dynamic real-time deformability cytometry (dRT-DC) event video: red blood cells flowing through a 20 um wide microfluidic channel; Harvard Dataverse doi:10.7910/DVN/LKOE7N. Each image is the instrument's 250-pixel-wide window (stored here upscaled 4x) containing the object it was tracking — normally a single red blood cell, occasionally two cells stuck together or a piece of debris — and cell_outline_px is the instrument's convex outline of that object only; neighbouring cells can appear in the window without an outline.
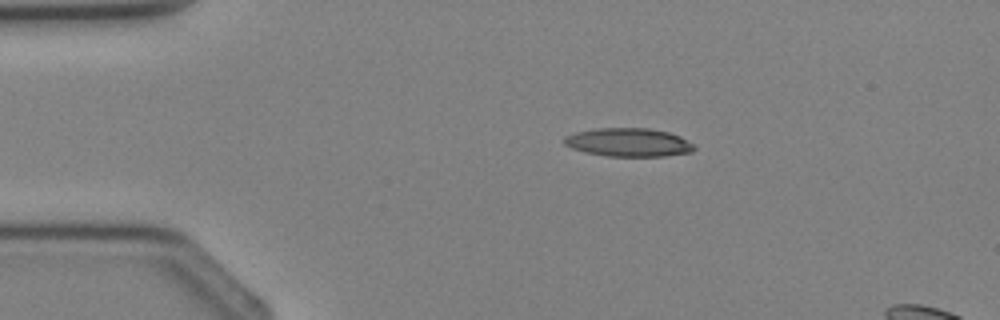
{"species": "Egyptian fruit bat (a non-hibernating species)", "species_latin": "Rousettus aegyptiacus", "temperature_condition": "cold", "stored_images_in_passage": 4, "camera_frame_rate_fps": 3000, "um_per_image_px": 0.085, "animal": {"sex": "female"}, "frame": {"image": 1, "passage_image": 2, "time_ms": 1.0, "image_size_px": [1000, 320], "cell_outline_px": [[696, 148], [692, 152], [664, 156], [608, 156], [584, 152], [572, 148], [564, 144], [564, 136], [576, 132], [596, 128], [648, 128], [668, 132], [680, 136], [692, 144]], "centroid_in_image_um": [53.41, 12.1], "position_along_channel_um": 31.6, "area_um2": 21.5}}
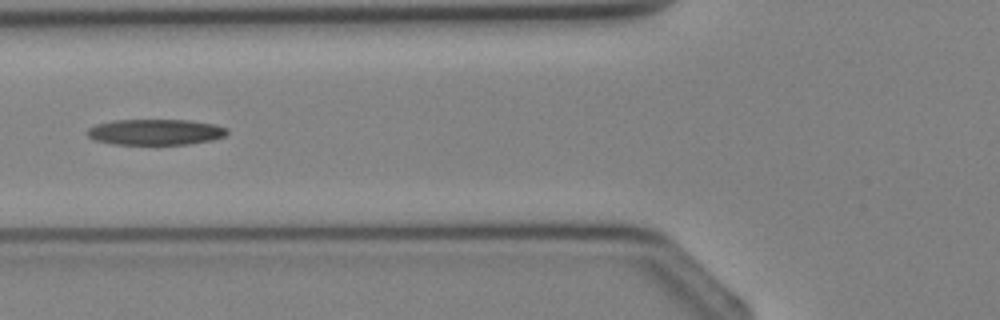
{"frame": {"image": 2, "passage_image": 4, "time_ms": 3.333, "image_size_px": [1000, 320], "cell_outline_px": [[228, 132], [224, 136], [212, 140], [188, 144], [112, 144], [96, 140], [88, 136], [88, 128], [96, 124], [112, 120], [188, 120], [212, 124], [228, 128]], "centroid_in_image_um": [13.21, 11.22], "position_along_channel_um": 112.6, "area_um2": 20.92}}